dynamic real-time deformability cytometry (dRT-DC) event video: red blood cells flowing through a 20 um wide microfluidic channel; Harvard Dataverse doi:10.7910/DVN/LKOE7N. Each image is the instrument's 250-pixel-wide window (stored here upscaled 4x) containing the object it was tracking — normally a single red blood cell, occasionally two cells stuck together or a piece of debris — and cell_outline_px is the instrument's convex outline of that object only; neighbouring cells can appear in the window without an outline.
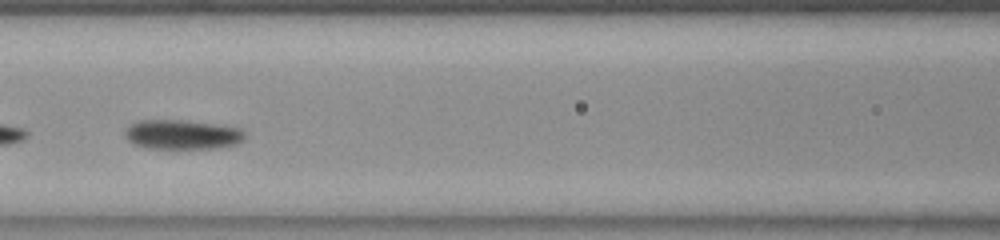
{"species": "common noctule bat (a hibernating species)", "species_latin": "Nyctalus noctula", "temperature_condition": "room temperature", "stored_images_in_passage": 41, "segment_of_instrument_passage": [1, 2], "camera_frame_rate_fps": 3000, "um_per_image_px": 0.085, "animal": {"sex": "female", "body_mass_g": 23.0, "forearm_length_mm": 53.4}, "frame": {"image": 1, "passage_image": 10, "time_ms": 3.0, "image_size_px": [1000, 240], "cell_outline_px": [[244, 136], [236, 144], [212, 148], [144, 148], [132, 144], [124, 136], [124, 132], [132, 124], [140, 120], [180, 120], [240, 128], [244, 132]], "centroid_in_image_um": [15.41, 11.44], "position_along_channel_um": 151.2, "area_um2": 20.23}}
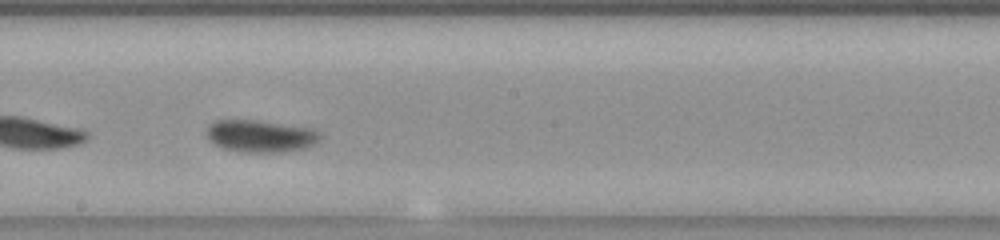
{"frame": {"image": 2, "passage_image": 16, "time_ms": 5.0, "image_size_px": [1000, 240], "cell_outline_px": [[320, 140], [304, 148], [280, 152], [248, 152], [224, 148], [208, 140], [208, 124], [216, 120], [256, 120], [312, 128], [320, 132]], "centroid_in_image_um": [22.15, 11.55], "position_along_channel_um": 226.0, "area_um2": 21.04}}
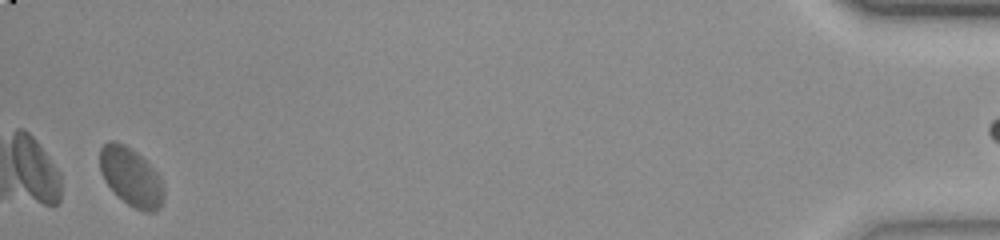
{"frame": {"image": 3, "passage_image": 39, "time_ms": 12.667, "image_size_px": [1000, 240], "cell_outline_px": [[164, 200], [160, 208], [156, 212], [144, 212], [128, 204], [104, 180], [100, 172], [100, 148], [108, 140], [116, 140], [132, 148], [156, 172], [164, 188]], "centroid_in_image_um": [11.14, 15.02], "position_along_channel_um": 424.1, "area_um2": 21.56}}